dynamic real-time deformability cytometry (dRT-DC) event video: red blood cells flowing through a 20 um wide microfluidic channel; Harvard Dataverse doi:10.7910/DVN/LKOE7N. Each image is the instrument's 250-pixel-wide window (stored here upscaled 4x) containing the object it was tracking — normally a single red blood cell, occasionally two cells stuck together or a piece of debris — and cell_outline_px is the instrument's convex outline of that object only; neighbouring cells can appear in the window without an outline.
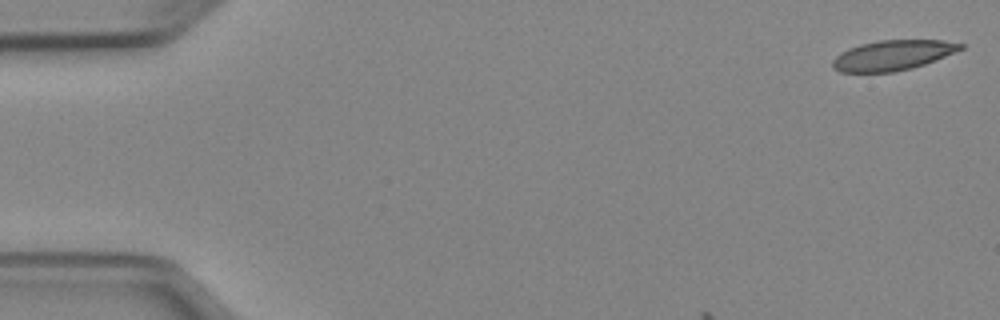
{"species": "Egyptian fruit bat (a non-hibernating species)", "species_latin": "Rousettus aegyptiacus", "temperature_condition": "cold", "stored_images_in_passage": 4, "camera_frame_rate_fps": 3000, "um_per_image_px": 0.085, "animal": {"sex": "female"}, "frame": {"image": 1, "passage_image": 1, "time_ms": 0.0, "image_size_px": [1000, 320], "cell_outline_px": [[964, 48], [924, 64], [912, 68], [892, 72], [840, 72], [832, 68], [832, 60], [840, 52], [848, 48], [860, 44], [880, 40], [944, 40], [964, 44]], "centroid_in_image_um": [75.84, 4.69], "position_along_channel_um": 9.2, "area_um2": 22.37}}